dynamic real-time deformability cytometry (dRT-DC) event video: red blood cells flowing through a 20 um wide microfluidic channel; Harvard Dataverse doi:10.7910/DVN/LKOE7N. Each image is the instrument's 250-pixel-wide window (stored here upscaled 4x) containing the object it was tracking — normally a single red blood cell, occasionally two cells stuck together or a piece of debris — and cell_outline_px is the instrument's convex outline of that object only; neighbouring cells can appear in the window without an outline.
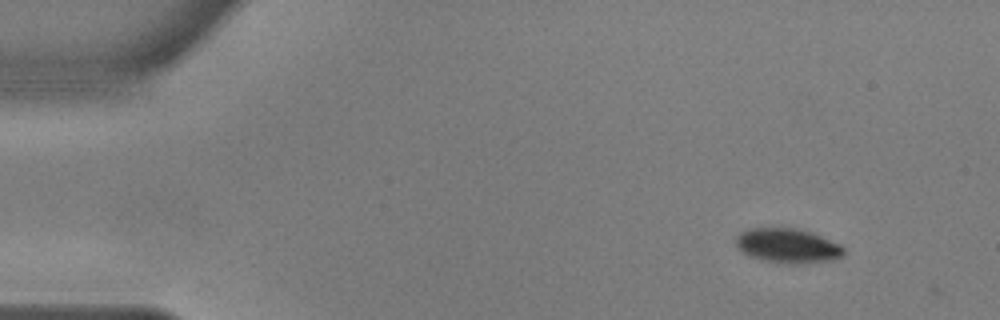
{"species": "common noctule bat (a hibernating species)", "species_latin": "Nyctalus noctula", "temperature_condition": "warm", "stored_images_in_passage": 5, "camera_frame_rate_fps": 3000, "um_per_image_px": 0.085, "animal": {"sex": "male", "body_mass_g": 17.9, "forearm_length_mm": 54.2}, "frame": {"image": 1, "passage_image": 2, "time_ms": 0.333, "image_size_px": [1000, 320], "cell_outline_px": [[844, 256], [832, 260], [796, 264], [780, 264], [760, 260], [748, 256], [736, 248], [736, 236], [740, 232], [748, 228], [796, 228], [812, 232], [840, 244], [844, 248]], "centroid_in_image_um": [66.92, 20.9], "position_along_channel_um": 18.1, "area_um2": 22.14}}